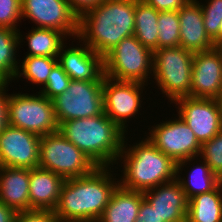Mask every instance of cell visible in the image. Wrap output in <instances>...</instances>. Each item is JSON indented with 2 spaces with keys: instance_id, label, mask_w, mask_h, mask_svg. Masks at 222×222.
I'll return each instance as SVG.
<instances>
[{
  "instance_id": "d590c367",
  "label": "cell",
  "mask_w": 222,
  "mask_h": 222,
  "mask_svg": "<svg viewBox=\"0 0 222 222\" xmlns=\"http://www.w3.org/2000/svg\"><path fill=\"white\" fill-rule=\"evenodd\" d=\"M155 10L162 11H179L181 7L189 0H143Z\"/></svg>"
},
{
  "instance_id": "e0dca14e",
  "label": "cell",
  "mask_w": 222,
  "mask_h": 222,
  "mask_svg": "<svg viewBox=\"0 0 222 222\" xmlns=\"http://www.w3.org/2000/svg\"><path fill=\"white\" fill-rule=\"evenodd\" d=\"M165 222H186L188 199L177 178L143 192Z\"/></svg>"
},
{
  "instance_id": "7402d4cb",
  "label": "cell",
  "mask_w": 222,
  "mask_h": 222,
  "mask_svg": "<svg viewBox=\"0 0 222 222\" xmlns=\"http://www.w3.org/2000/svg\"><path fill=\"white\" fill-rule=\"evenodd\" d=\"M186 222H222V181L213 190L188 200Z\"/></svg>"
},
{
  "instance_id": "d6986e66",
  "label": "cell",
  "mask_w": 222,
  "mask_h": 222,
  "mask_svg": "<svg viewBox=\"0 0 222 222\" xmlns=\"http://www.w3.org/2000/svg\"><path fill=\"white\" fill-rule=\"evenodd\" d=\"M65 179L40 167L29 169L30 210H54Z\"/></svg>"
},
{
  "instance_id": "5bb4252c",
  "label": "cell",
  "mask_w": 222,
  "mask_h": 222,
  "mask_svg": "<svg viewBox=\"0 0 222 222\" xmlns=\"http://www.w3.org/2000/svg\"><path fill=\"white\" fill-rule=\"evenodd\" d=\"M39 135L9 125L0 135V167H39Z\"/></svg>"
},
{
  "instance_id": "44dd1931",
  "label": "cell",
  "mask_w": 222,
  "mask_h": 222,
  "mask_svg": "<svg viewBox=\"0 0 222 222\" xmlns=\"http://www.w3.org/2000/svg\"><path fill=\"white\" fill-rule=\"evenodd\" d=\"M143 199V192L118 185L97 222H135Z\"/></svg>"
},
{
  "instance_id": "4fadbf2b",
  "label": "cell",
  "mask_w": 222,
  "mask_h": 222,
  "mask_svg": "<svg viewBox=\"0 0 222 222\" xmlns=\"http://www.w3.org/2000/svg\"><path fill=\"white\" fill-rule=\"evenodd\" d=\"M174 103L178 106V116L194 132L202 145L222 130V113L218 99L182 97Z\"/></svg>"
},
{
  "instance_id": "7a4b0ae2",
  "label": "cell",
  "mask_w": 222,
  "mask_h": 222,
  "mask_svg": "<svg viewBox=\"0 0 222 222\" xmlns=\"http://www.w3.org/2000/svg\"><path fill=\"white\" fill-rule=\"evenodd\" d=\"M135 6L136 0H102L79 17L78 39L104 57L134 35Z\"/></svg>"
},
{
  "instance_id": "9a60e30c",
  "label": "cell",
  "mask_w": 222,
  "mask_h": 222,
  "mask_svg": "<svg viewBox=\"0 0 222 222\" xmlns=\"http://www.w3.org/2000/svg\"><path fill=\"white\" fill-rule=\"evenodd\" d=\"M222 94V54L217 47L194 52L191 97L218 99Z\"/></svg>"
},
{
  "instance_id": "d6a6232c",
  "label": "cell",
  "mask_w": 222,
  "mask_h": 222,
  "mask_svg": "<svg viewBox=\"0 0 222 222\" xmlns=\"http://www.w3.org/2000/svg\"><path fill=\"white\" fill-rule=\"evenodd\" d=\"M15 222H59L52 210L31 209L17 212Z\"/></svg>"
},
{
  "instance_id": "8992f818",
  "label": "cell",
  "mask_w": 222,
  "mask_h": 222,
  "mask_svg": "<svg viewBox=\"0 0 222 222\" xmlns=\"http://www.w3.org/2000/svg\"><path fill=\"white\" fill-rule=\"evenodd\" d=\"M39 167L64 179L91 174L98 166L59 132L41 136Z\"/></svg>"
},
{
  "instance_id": "e575fe53",
  "label": "cell",
  "mask_w": 222,
  "mask_h": 222,
  "mask_svg": "<svg viewBox=\"0 0 222 222\" xmlns=\"http://www.w3.org/2000/svg\"><path fill=\"white\" fill-rule=\"evenodd\" d=\"M135 222H165L155 211V208L144 198L141 201Z\"/></svg>"
},
{
  "instance_id": "9c48e42d",
  "label": "cell",
  "mask_w": 222,
  "mask_h": 222,
  "mask_svg": "<svg viewBox=\"0 0 222 222\" xmlns=\"http://www.w3.org/2000/svg\"><path fill=\"white\" fill-rule=\"evenodd\" d=\"M103 81L71 80L66 91L52 99L58 124L104 113Z\"/></svg>"
},
{
  "instance_id": "1f68e13d",
  "label": "cell",
  "mask_w": 222,
  "mask_h": 222,
  "mask_svg": "<svg viewBox=\"0 0 222 222\" xmlns=\"http://www.w3.org/2000/svg\"><path fill=\"white\" fill-rule=\"evenodd\" d=\"M21 3V0H0V27L19 30L16 23L22 19Z\"/></svg>"
},
{
  "instance_id": "603a6c76",
  "label": "cell",
  "mask_w": 222,
  "mask_h": 222,
  "mask_svg": "<svg viewBox=\"0 0 222 222\" xmlns=\"http://www.w3.org/2000/svg\"><path fill=\"white\" fill-rule=\"evenodd\" d=\"M159 11L143 0H136L134 36L152 51L158 49Z\"/></svg>"
},
{
  "instance_id": "ba28073f",
  "label": "cell",
  "mask_w": 222,
  "mask_h": 222,
  "mask_svg": "<svg viewBox=\"0 0 222 222\" xmlns=\"http://www.w3.org/2000/svg\"><path fill=\"white\" fill-rule=\"evenodd\" d=\"M9 125L44 136L56 133L59 124L52 100L43 96L11 94L8 99Z\"/></svg>"
},
{
  "instance_id": "6da1fadb",
  "label": "cell",
  "mask_w": 222,
  "mask_h": 222,
  "mask_svg": "<svg viewBox=\"0 0 222 222\" xmlns=\"http://www.w3.org/2000/svg\"><path fill=\"white\" fill-rule=\"evenodd\" d=\"M108 168L98 166L91 174L65 179L53 210L59 222L99 220L119 185V181H114Z\"/></svg>"
},
{
  "instance_id": "f35d334b",
  "label": "cell",
  "mask_w": 222,
  "mask_h": 222,
  "mask_svg": "<svg viewBox=\"0 0 222 222\" xmlns=\"http://www.w3.org/2000/svg\"><path fill=\"white\" fill-rule=\"evenodd\" d=\"M222 43V23L220 24V29H219V45Z\"/></svg>"
},
{
  "instance_id": "4316f807",
  "label": "cell",
  "mask_w": 222,
  "mask_h": 222,
  "mask_svg": "<svg viewBox=\"0 0 222 222\" xmlns=\"http://www.w3.org/2000/svg\"><path fill=\"white\" fill-rule=\"evenodd\" d=\"M22 70H18L15 78L24 76L31 83L42 85L47 83L49 74L58 63V58L45 56H26L21 62ZM22 72V73H21Z\"/></svg>"
},
{
  "instance_id": "2e32d148",
  "label": "cell",
  "mask_w": 222,
  "mask_h": 222,
  "mask_svg": "<svg viewBox=\"0 0 222 222\" xmlns=\"http://www.w3.org/2000/svg\"><path fill=\"white\" fill-rule=\"evenodd\" d=\"M58 54V64L71 80L104 81V57L86 44L64 50ZM83 46V47H81Z\"/></svg>"
},
{
  "instance_id": "484cf974",
  "label": "cell",
  "mask_w": 222,
  "mask_h": 222,
  "mask_svg": "<svg viewBox=\"0 0 222 222\" xmlns=\"http://www.w3.org/2000/svg\"><path fill=\"white\" fill-rule=\"evenodd\" d=\"M201 163V166H195L196 168L191 170L187 180L176 174V178L188 200L195 195L213 190L222 181L211 171L204 160Z\"/></svg>"
},
{
  "instance_id": "83f0119b",
  "label": "cell",
  "mask_w": 222,
  "mask_h": 222,
  "mask_svg": "<svg viewBox=\"0 0 222 222\" xmlns=\"http://www.w3.org/2000/svg\"><path fill=\"white\" fill-rule=\"evenodd\" d=\"M158 49L179 47L180 20L178 11H162L158 16Z\"/></svg>"
},
{
  "instance_id": "277c9868",
  "label": "cell",
  "mask_w": 222,
  "mask_h": 222,
  "mask_svg": "<svg viewBox=\"0 0 222 222\" xmlns=\"http://www.w3.org/2000/svg\"><path fill=\"white\" fill-rule=\"evenodd\" d=\"M125 139L118 157V160L124 157L125 164L120 186L144 192L176 178V163L158 150L148 138L130 148H126Z\"/></svg>"
},
{
  "instance_id": "f1b7e54d",
  "label": "cell",
  "mask_w": 222,
  "mask_h": 222,
  "mask_svg": "<svg viewBox=\"0 0 222 222\" xmlns=\"http://www.w3.org/2000/svg\"><path fill=\"white\" fill-rule=\"evenodd\" d=\"M210 1V2H209ZM208 4L200 5L203 13L204 27L215 47L219 46V29L222 23V0H209Z\"/></svg>"
},
{
  "instance_id": "30bf717a",
  "label": "cell",
  "mask_w": 222,
  "mask_h": 222,
  "mask_svg": "<svg viewBox=\"0 0 222 222\" xmlns=\"http://www.w3.org/2000/svg\"><path fill=\"white\" fill-rule=\"evenodd\" d=\"M147 138L176 163V174H181V168L196 159L201 152V144L180 116L176 120L157 124Z\"/></svg>"
},
{
  "instance_id": "52a82bcc",
  "label": "cell",
  "mask_w": 222,
  "mask_h": 222,
  "mask_svg": "<svg viewBox=\"0 0 222 222\" xmlns=\"http://www.w3.org/2000/svg\"><path fill=\"white\" fill-rule=\"evenodd\" d=\"M151 71L153 51L142 45L134 35L122 39L104 56L105 76L114 80L145 84Z\"/></svg>"
},
{
  "instance_id": "60d3db41",
  "label": "cell",
  "mask_w": 222,
  "mask_h": 222,
  "mask_svg": "<svg viewBox=\"0 0 222 222\" xmlns=\"http://www.w3.org/2000/svg\"><path fill=\"white\" fill-rule=\"evenodd\" d=\"M222 54V43L217 47Z\"/></svg>"
},
{
  "instance_id": "ac0fdd59",
  "label": "cell",
  "mask_w": 222,
  "mask_h": 222,
  "mask_svg": "<svg viewBox=\"0 0 222 222\" xmlns=\"http://www.w3.org/2000/svg\"><path fill=\"white\" fill-rule=\"evenodd\" d=\"M180 20L179 46L194 52L215 47L205 31L202 8L199 1L189 0L178 11Z\"/></svg>"
},
{
  "instance_id": "7c38bea8",
  "label": "cell",
  "mask_w": 222,
  "mask_h": 222,
  "mask_svg": "<svg viewBox=\"0 0 222 222\" xmlns=\"http://www.w3.org/2000/svg\"><path fill=\"white\" fill-rule=\"evenodd\" d=\"M21 15L32 20L37 28L54 29L64 35L78 37L79 17L67 0H21Z\"/></svg>"
},
{
  "instance_id": "ffe728a7",
  "label": "cell",
  "mask_w": 222,
  "mask_h": 222,
  "mask_svg": "<svg viewBox=\"0 0 222 222\" xmlns=\"http://www.w3.org/2000/svg\"><path fill=\"white\" fill-rule=\"evenodd\" d=\"M0 202L16 212L30 210L28 168L0 167Z\"/></svg>"
},
{
  "instance_id": "5b68a950",
  "label": "cell",
  "mask_w": 222,
  "mask_h": 222,
  "mask_svg": "<svg viewBox=\"0 0 222 222\" xmlns=\"http://www.w3.org/2000/svg\"><path fill=\"white\" fill-rule=\"evenodd\" d=\"M192 51L183 47L159 48L153 51V75L159 89L172 102L191 97Z\"/></svg>"
},
{
  "instance_id": "f546056e",
  "label": "cell",
  "mask_w": 222,
  "mask_h": 222,
  "mask_svg": "<svg viewBox=\"0 0 222 222\" xmlns=\"http://www.w3.org/2000/svg\"><path fill=\"white\" fill-rule=\"evenodd\" d=\"M200 158L222 180V130L201 145Z\"/></svg>"
},
{
  "instance_id": "8d00e7d4",
  "label": "cell",
  "mask_w": 222,
  "mask_h": 222,
  "mask_svg": "<svg viewBox=\"0 0 222 222\" xmlns=\"http://www.w3.org/2000/svg\"><path fill=\"white\" fill-rule=\"evenodd\" d=\"M71 10L80 17L83 13L96 7L102 0H67Z\"/></svg>"
},
{
  "instance_id": "d4e9b609",
  "label": "cell",
  "mask_w": 222,
  "mask_h": 222,
  "mask_svg": "<svg viewBox=\"0 0 222 222\" xmlns=\"http://www.w3.org/2000/svg\"><path fill=\"white\" fill-rule=\"evenodd\" d=\"M30 52L26 56H45L58 58L64 45L65 35L54 29L33 28L25 36Z\"/></svg>"
},
{
  "instance_id": "3957f363",
  "label": "cell",
  "mask_w": 222,
  "mask_h": 222,
  "mask_svg": "<svg viewBox=\"0 0 222 222\" xmlns=\"http://www.w3.org/2000/svg\"><path fill=\"white\" fill-rule=\"evenodd\" d=\"M58 132L85 153L97 166L108 167L117 162L126 137L125 132L105 113L62 122Z\"/></svg>"
},
{
  "instance_id": "4dcf8cb0",
  "label": "cell",
  "mask_w": 222,
  "mask_h": 222,
  "mask_svg": "<svg viewBox=\"0 0 222 222\" xmlns=\"http://www.w3.org/2000/svg\"><path fill=\"white\" fill-rule=\"evenodd\" d=\"M70 82L71 78L57 63L51 70L47 83L40 93L43 96H46L48 99L52 100L56 96L63 94L68 88Z\"/></svg>"
},
{
  "instance_id": "ab89813d",
  "label": "cell",
  "mask_w": 222,
  "mask_h": 222,
  "mask_svg": "<svg viewBox=\"0 0 222 222\" xmlns=\"http://www.w3.org/2000/svg\"><path fill=\"white\" fill-rule=\"evenodd\" d=\"M218 102H219V104H220L221 113H222V94H221V96L218 98Z\"/></svg>"
},
{
  "instance_id": "8fae6325",
  "label": "cell",
  "mask_w": 222,
  "mask_h": 222,
  "mask_svg": "<svg viewBox=\"0 0 222 222\" xmlns=\"http://www.w3.org/2000/svg\"><path fill=\"white\" fill-rule=\"evenodd\" d=\"M146 84L136 81H118L104 76V113L122 131L126 132L128 118L135 117L141 107V91Z\"/></svg>"
},
{
  "instance_id": "74e56055",
  "label": "cell",
  "mask_w": 222,
  "mask_h": 222,
  "mask_svg": "<svg viewBox=\"0 0 222 222\" xmlns=\"http://www.w3.org/2000/svg\"><path fill=\"white\" fill-rule=\"evenodd\" d=\"M17 212L0 202V222H15Z\"/></svg>"
},
{
  "instance_id": "cb8c5ba5",
  "label": "cell",
  "mask_w": 222,
  "mask_h": 222,
  "mask_svg": "<svg viewBox=\"0 0 222 222\" xmlns=\"http://www.w3.org/2000/svg\"><path fill=\"white\" fill-rule=\"evenodd\" d=\"M21 36L20 30L0 27V83H9L11 79L15 80L20 69L15 55L16 48L22 42Z\"/></svg>"
},
{
  "instance_id": "836d02e7",
  "label": "cell",
  "mask_w": 222,
  "mask_h": 222,
  "mask_svg": "<svg viewBox=\"0 0 222 222\" xmlns=\"http://www.w3.org/2000/svg\"><path fill=\"white\" fill-rule=\"evenodd\" d=\"M8 83H0V135L9 126L8 114V99L9 95L6 93Z\"/></svg>"
}]
</instances>
